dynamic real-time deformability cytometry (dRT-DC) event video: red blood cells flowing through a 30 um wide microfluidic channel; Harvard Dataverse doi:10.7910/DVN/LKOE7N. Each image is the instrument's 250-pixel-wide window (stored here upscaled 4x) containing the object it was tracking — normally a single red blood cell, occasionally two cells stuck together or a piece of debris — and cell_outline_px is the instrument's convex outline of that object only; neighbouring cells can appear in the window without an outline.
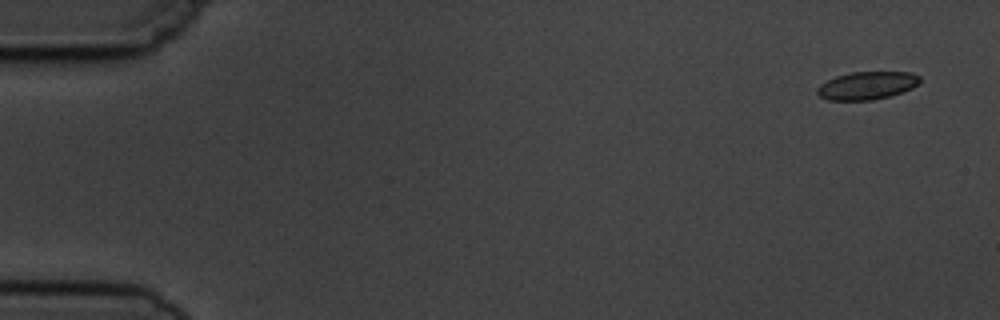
{"species": "common noctule bat (a hibernating species)", "species_latin": "Nyctalus noctula", "temperature_condition": "cold", "stored_images_in_passage": 5, "camera_frame_rate_fps": 3000, "um_per_image_px": 0.085, "animal": {"sex": "male", "body_mass_g": 19.5, "forearm_length_mm": 54.6}, "frame": {"image": 1, "passage_image": 1, "time_ms": 0.0, "image_size_px": [1000, 320], "cell_outline_px": [[920, 80], [912, 88], [888, 96], [872, 100], [828, 100], [820, 96], [816, 92], [816, 88], [820, 84], [836, 76], [852, 72], [912, 72], [920, 76]], "centroid_in_image_um": [73.67, 7.26], "position_along_channel_um": 11.3, "area_um2": 16.53}}
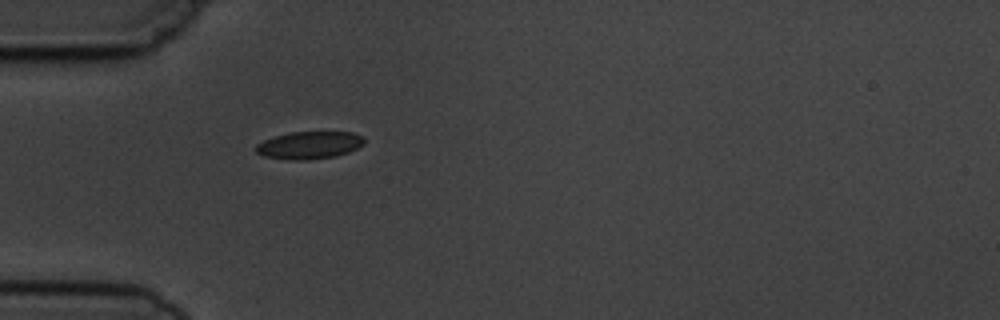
{"frame": {"image": 2, "passage_image": 5, "time_ms": 4.667, "image_size_px": [1000, 320], "cell_outline_px": [[364, 144], [348, 152], [336, 156], [304, 160], [288, 160], [264, 156], [256, 152], [256, 144], [264, 140], [288, 132], [352, 132], [364, 136]], "centroid_in_image_um": [26.29, 12.34], "position_along_channel_um": 58.7, "area_um2": 17.34}}